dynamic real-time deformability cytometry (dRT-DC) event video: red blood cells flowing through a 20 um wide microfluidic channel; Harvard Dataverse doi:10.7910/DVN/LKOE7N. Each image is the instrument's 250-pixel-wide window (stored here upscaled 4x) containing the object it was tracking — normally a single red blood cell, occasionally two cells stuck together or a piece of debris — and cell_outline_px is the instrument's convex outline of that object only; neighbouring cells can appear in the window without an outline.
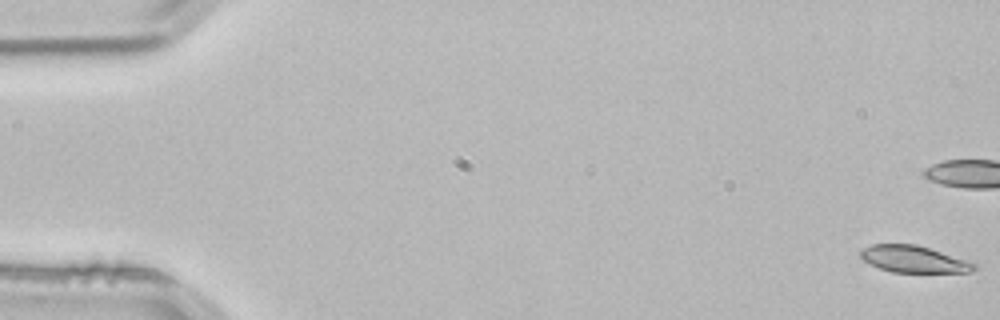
{"species": "common noctule bat (a hibernating species)", "species_latin": "Nyctalus noctula", "temperature_condition": "room temperature", "stored_images_in_passage": 55, "camera_frame_rate_fps": 3000, "um_per_image_px": 0.085, "animal": {"sex": "male", "body_mass_g": 21.5, "forearm_length_mm": 52.0}, "frame": {"image": 1, "passage_image": 1, "time_ms": 0.0, "image_size_px": [1000, 320], "cell_outline_px": [[976, 268], [972, 272], [892, 272], [880, 268], [864, 260], [860, 256], [860, 252], [864, 248], [872, 244], [916, 244], [968, 260], [976, 264]], "centroid_in_image_um": [77.69, 22.03], "position_along_channel_um": 7.3, "area_um2": 17.57}, "authors_computed_cell_mechanics": {"area_um2": 19.074, "velocity_mm_per_s": 3.8302, "shape_relaxation_time_tau1_ms": 6.1633, "shape_relaxation_time_tau2_ms": 2.0408, "deformation_change_tau1": 0.1453, "deformation_change_tau2": 0.0687}}